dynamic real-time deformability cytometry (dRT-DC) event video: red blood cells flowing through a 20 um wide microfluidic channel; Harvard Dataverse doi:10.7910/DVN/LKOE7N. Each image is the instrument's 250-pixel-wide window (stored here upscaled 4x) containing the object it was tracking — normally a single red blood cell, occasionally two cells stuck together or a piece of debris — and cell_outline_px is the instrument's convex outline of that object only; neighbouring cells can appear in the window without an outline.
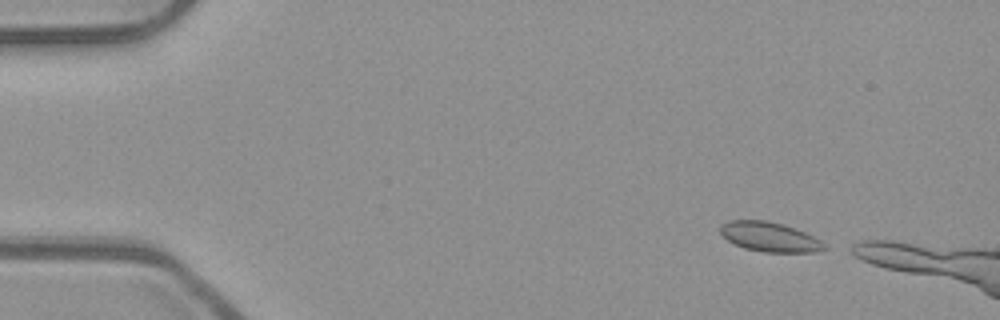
{"species": "common noctule bat (a hibernating species)", "species_latin": "Nyctalus noctula", "temperature_condition": "room temperature", "stored_images_in_passage": 8, "camera_frame_rate_fps": 3000, "um_per_image_px": 0.085, "animal": {"sex": "male", "body_mass_g": 23.1, "forearm_length_mm": 52.7}, "frame": {"image": 1, "passage_image": 2, "time_ms": 0.333, "image_size_px": [1000, 320], "cell_outline_px": [[828, 248], [812, 252], [764, 252], [744, 248], [728, 240], [720, 232], [720, 224], [728, 220], [768, 220], [784, 224], [804, 232], [820, 240]], "centroid_in_image_um": [65.4, 20.12], "position_along_channel_um": 19.6, "area_um2": 17.86}}